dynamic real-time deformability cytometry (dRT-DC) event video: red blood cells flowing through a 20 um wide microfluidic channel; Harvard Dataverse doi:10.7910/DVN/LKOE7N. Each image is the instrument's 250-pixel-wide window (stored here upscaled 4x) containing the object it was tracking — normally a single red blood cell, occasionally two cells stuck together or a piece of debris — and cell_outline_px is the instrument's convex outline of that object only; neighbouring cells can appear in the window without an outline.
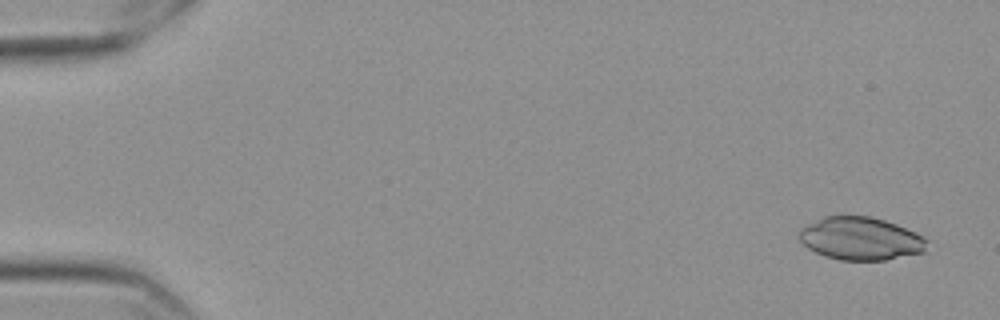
{"species": "Egyptian fruit bat (a non-hibernating species)", "species_latin": "Rousettus aegyptiacus", "temperature_condition": "cold", "stored_images_in_passage": 57, "camera_frame_rate_fps": 3000, "um_per_image_px": 0.085, "frame": {"image": 1, "passage_image": 3, "time_ms": 0.667, "image_size_px": [1000, 320], "cell_outline_px": [[928, 240], [924, 252], [884, 260], [840, 260], [824, 256], [808, 248], [796, 236], [800, 228], [824, 216], [872, 216], [896, 224], [916, 232], [924, 236]], "centroid_in_image_um": [73.14, 20.28], "position_along_channel_um": 11.9, "area_um2": 32.08}}
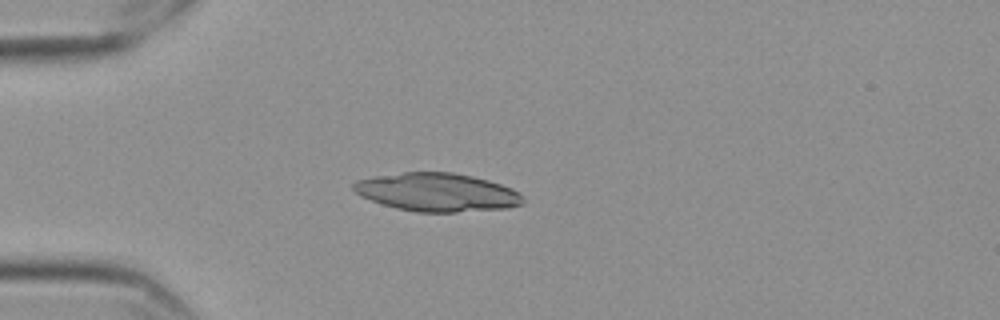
{"frame": {"image": 2, "passage_image": 16, "time_ms": 5.0, "image_size_px": [1000, 320], "cell_outline_px": [[524, 204], [508, 208], [456, 212], [416, 212], [396, 208], [360, 196], [352, 188], [352, 184], [356, 180], [372, 176], [404, 172], [452, 172], [472, 176], [488, 180], [512, 188], [520, 192], [524, 196]], "centroid_in_image_um": [37.17, 16.34], "position_along_channel_um": 47.8, "area_um2": 38.03}}